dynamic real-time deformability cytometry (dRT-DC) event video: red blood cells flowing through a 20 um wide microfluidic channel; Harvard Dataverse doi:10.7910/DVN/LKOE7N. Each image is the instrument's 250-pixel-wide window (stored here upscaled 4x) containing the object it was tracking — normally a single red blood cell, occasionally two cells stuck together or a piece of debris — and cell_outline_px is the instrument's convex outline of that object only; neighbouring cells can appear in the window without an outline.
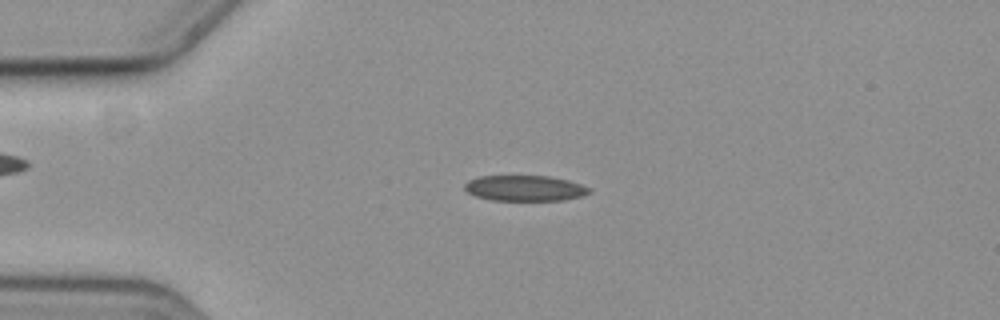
{"species": "common noctule bat (a hibernating species)", "species_latin": "Nyctalus noctula", "temperature_condition": "cold", "stored_images_in_passage": 58, "camera_frame_rate_fps": 3000, "um_per_image_px": 0.085, "animal": {"sex": "female", "body_mass_g": 19.3, "forearm_length_mm": 54.1}, "frame": {"image": 1, "passage_image": 14, "time_ms": 4.333, "image_size_px": [1000, 320], "cell_outline_px": [[592, 192], [580, 196], [564, 200], [492, 200], [476, 196], [468, 192], [464, 188], [464, 184], [468, 180], [480, 176], [548, 176], [568, 180], [580, 184], [588, 188]], "centroid_in_image_um": [44.58, 15.99], "position_along_channel_um": 40.4, "area_um2": 18.44}}
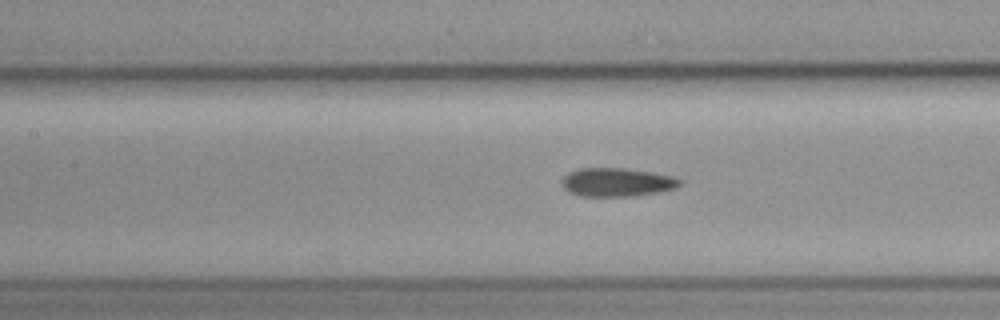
{"frame": {"image": 2, "passage_image": 26, "time_ms": 8.333, "image_size_px": [1000, 320], "cell_outline_px": [[680, 184], [676, 188], [660, 192], [632, 196], [580, 196], [568, 192], [560, 184], [560, 180], [568, 172], [580, 168], [624, 168], [652, 172], [672, 176], [680, 180]], "centroid_in_image_um": [52.39, 15.49], "position_along_channel_um": 155.0, "area_um2": 19.77}}
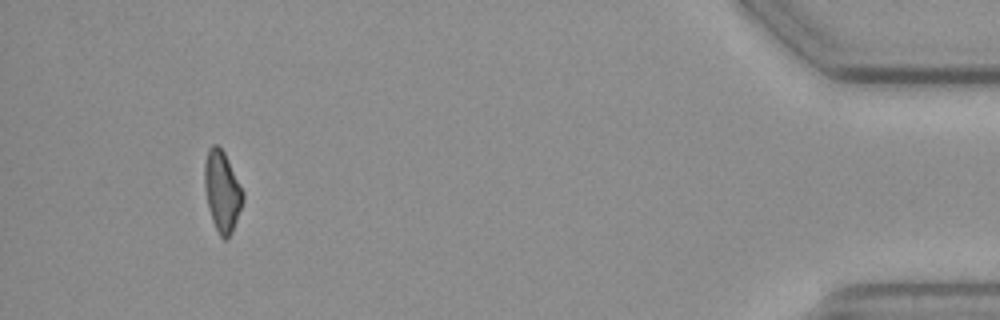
{"frame": {"image": 3, "passage_image": 54, "time_ms": 17.667, "image_size_px": [1000, 320], "cell_outline_px": [[244, 200], [232, 232], [228, 240], [224, 240], [220, 236], [212, 220], [208, 208], [204, 184], [204, 164], [208, 148], [212, 144], [216, 144], [224, 152], [244, 192]], "centroid_in_image_um": [18.88, 16.27], "position_along_channel_um": 416.3, "area_um2": 18.09}, "authors_computed_cell_mechanics": {"area_um2": 19.0162, "velocity_mm_per_s": 3.5938, "shape_relaxation_time_tau1_ms": 3.816, "shape_relaxation_time_tau2_ms": 8.7355, "deformation_change_tau1": 0.1049, "deformation_change_tau2": 0.1816}}